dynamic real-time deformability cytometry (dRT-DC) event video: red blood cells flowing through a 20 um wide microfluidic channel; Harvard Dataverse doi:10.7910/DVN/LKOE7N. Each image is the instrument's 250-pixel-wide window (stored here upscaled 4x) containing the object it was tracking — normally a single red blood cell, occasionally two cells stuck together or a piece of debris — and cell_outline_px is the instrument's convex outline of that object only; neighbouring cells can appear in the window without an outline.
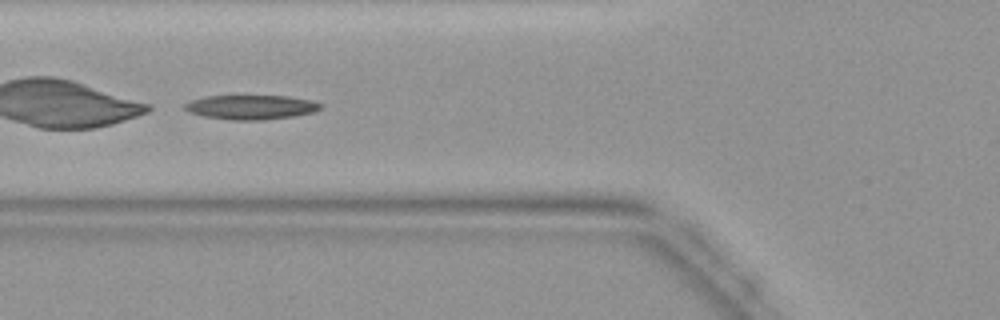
{"species": "common noctule bat (a hibernating species)", "species_latin": "Nyctalus noctula", "temperature_condition": "warm", "stored_images_in_passage": 44, "camera_frame_rate_fps": 3000, "um_per_image_px": 0.085, "animal": {"sex": "female", "body_mass_g": 19.9}, "frame": {"image": 1, "passage_image": 17, "time_ms": 5.333, "image_size_px": [1000, 320], "cell_outline_px": [[324, 108], [312, 112], [292, 116], [264, 120], [232, 120], [204, 116], [188, 112], [184, 108], [184, 104], [192, 100], [204, 96], [288, 96], [312, 100], [324, 104]], "centroid_in_image_um": [21.37, 9.1], "position_along_channel_um": 104.4, "area_um2": 19.36}}
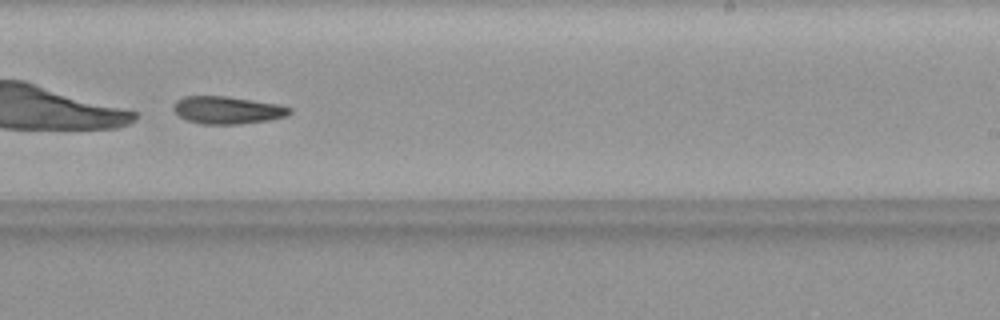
{"frame": {"image": 2, "passage_image": 28, "time_ms": 9.0, "image_size_px": [1000, 320], "cell_outline_px": [[292, 112], [288, 116], [268, 120], [236, 124], [200, 124], [188, 120], [180, 116], [172, 108], [172, 104], [176, 100], [184, 96], [224, 96], [280, 104], [292, 108]], "centroid_in_image_um": [19.33, 9.35], "position_along_channel_um": 269.7, "area_um2": 18.67}}